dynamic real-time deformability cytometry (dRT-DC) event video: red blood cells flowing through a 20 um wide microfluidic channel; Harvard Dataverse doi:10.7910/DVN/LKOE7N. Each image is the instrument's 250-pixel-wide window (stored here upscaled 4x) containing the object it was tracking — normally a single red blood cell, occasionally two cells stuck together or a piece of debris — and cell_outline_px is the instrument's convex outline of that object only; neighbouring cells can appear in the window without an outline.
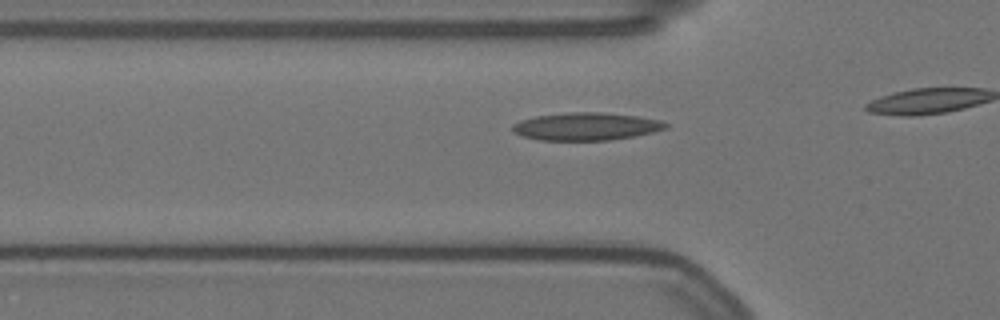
{"species": "Egyptian fruit bat (a non-hibernating species)", "species_latin": "Rousettus aegyptiacus", "temperature_condition": "warm", "stored_images_in_passage": 10, "camera_frame_rate_fps": 3000, "um_per_image_px": 0.085, "animal": {"sex": "female"}, "frame": {"image": 1, "passage_image": 5, "time_ms": 1.333, "image_size_px": [1000, 320], "cell_outline_px": [[668, 128], [636, 136], [608, 140], [540, 140], [524, 136], [516, 132], [512, 128], [512, 124], [520, 120], [536, 116], [568, 112], [600, 112], [636, 116], [660, 120], [668, 124]], "centroid_in_image_um": [49.84, 10.74], "position_along_channel_um": 76.0, "area_um2": 24.57}}
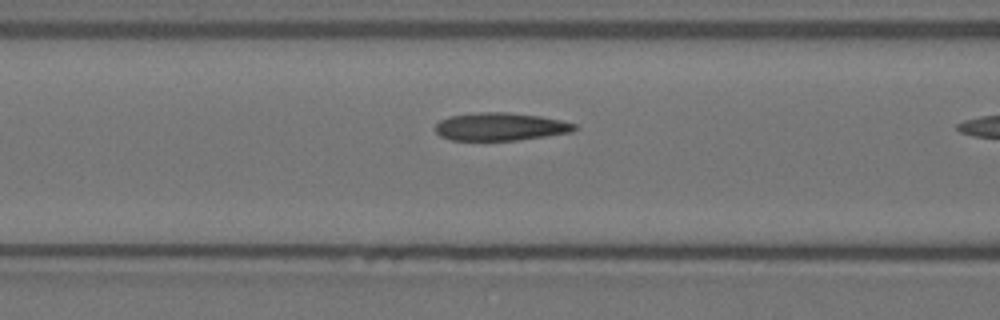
{"frame": {"image": 2, "passage_image": 9, "time_ms": 2.667, "image_size_px": [1000, 320], "cell_outline_px": [[580, 128], [572, 132], [516, 140], [452, 140], [440, 136], [436, 132], [436, 124], [440, 120], [448, 116], [476, 112], [508, 112], [540, 116], [560, 120], [576, 124]], "centroid_in_image_um": [42.53, 10.76], "position_along_channel_um": 124.1, "area_um2": 22.66}}